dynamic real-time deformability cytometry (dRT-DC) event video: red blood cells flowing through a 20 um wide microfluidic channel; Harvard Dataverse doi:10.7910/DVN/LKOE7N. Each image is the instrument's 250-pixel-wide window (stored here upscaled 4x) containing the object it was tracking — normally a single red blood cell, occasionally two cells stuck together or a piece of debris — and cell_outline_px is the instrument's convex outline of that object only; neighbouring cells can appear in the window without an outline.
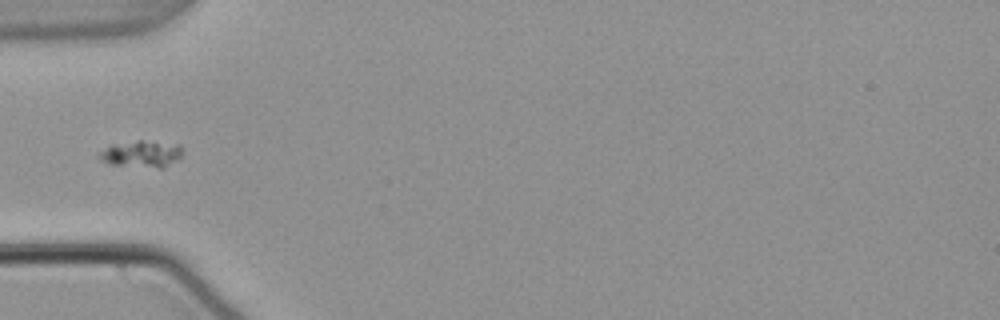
{"species": "common noctule bat (a hibernating species)", "species_latin": "Nyctalus noctula", "temperature_condition": "warm", "stored_images_in_passage": 38, "camera_frame_rate_fps": 3000, "um_per_image_px": 0.085, "animal": {"sex": "male", "body_mass_g": 21.5, "forearm_length_mm": 52.0}, "frame": {"image": 1, "passage_image": 1, "time_ms": 0.0, "image_size_px": [1000, 320], "cell_outline_px": [[184, 152], [180, 156], [164, 168], [160, 168], [112, 164], [100, 160], [96, 156], [96, 152], [112, 144], [136, 140], [140, 140], [180, 144]], "centroid_in_image_um": [11.99, 13.06], "position_along_channel_um": 73.0, "area_um2": 13.12}}
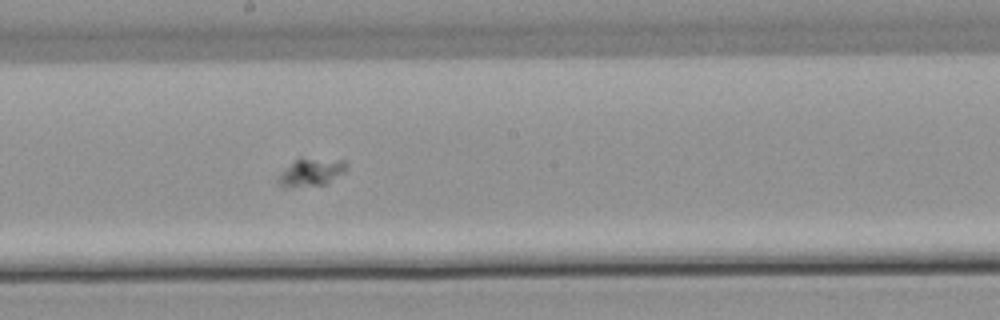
{"frame": {"image": 2, "passage_image": 13, "time_ms": 4.0, "image_size_px": [1000, 320], "cell_outline_px": [[348, 168], [344, 172], [328, 184], [288, 188], [280, 184], [280, 172], [296, 160], [344, 160]], "centroid_in_image_um": [26.49, 14.69], "position_along_channel_um": 221.7, "area_um2": 10.58}}
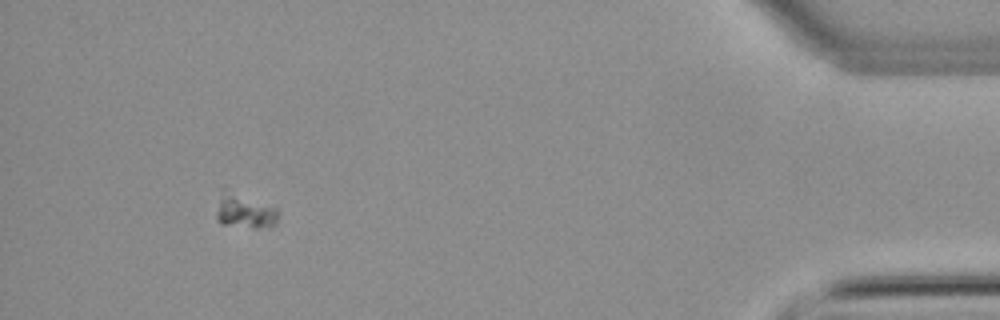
{"frame": {"image": 3, "passage_image": 34, "time_ms": 11.0, "image_size_px": [1000, 320], "cell_outline_px": [[280, 212], [276, 224], [256, 228], [252, 228], [220, 224], [216, 220], [216, 212], [220, 188], [224, 184], [276, 204]], "centroid_in_image_um": [20.8, 17.8], "position_along_channel_um": 414.4, "area_um2": 14.16}}